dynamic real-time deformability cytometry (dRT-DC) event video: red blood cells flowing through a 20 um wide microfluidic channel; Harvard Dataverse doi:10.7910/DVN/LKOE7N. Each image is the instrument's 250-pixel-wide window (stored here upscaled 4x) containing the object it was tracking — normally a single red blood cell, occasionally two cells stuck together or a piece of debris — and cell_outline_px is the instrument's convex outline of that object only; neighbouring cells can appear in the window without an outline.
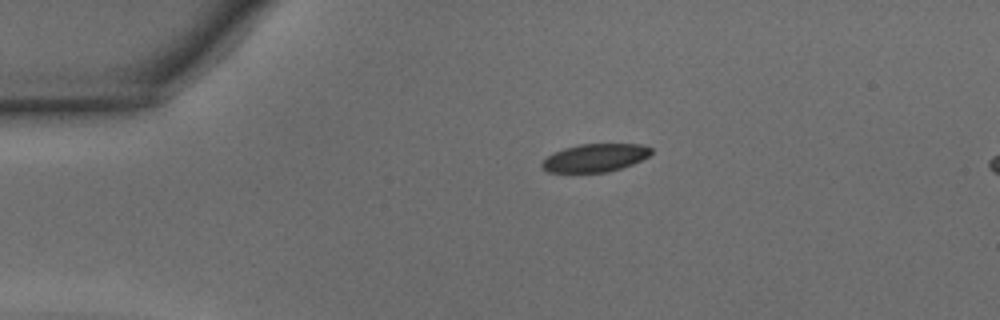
{"species": "common noctule bat (a hibernating species)", "species_latin": "Nyctalus noctula", "temperature_condition": "warm", "stored_images_in_passage": 38, "camera_frame_rate_fps": 3000, "um_per_image_px": 0.085, "animal": {"sex": "male", "body_mass_g": 15.6}, "frame": {"image": 1, "passage_image": 1, "time_ms": 0.0, "image_size_px": [1000, 320], "cell_outline_px": [[652, 152], [648, 156], [632, 164], [608, 172], [548, 172], [540, 164], [548, 156], [564, 148], [580, 144], [640, 144], [652, 148]], "centroid_in_image_um": [50.59, 13.41], "position_along_channel_um": 34.4, "area_um2": 17.57}}
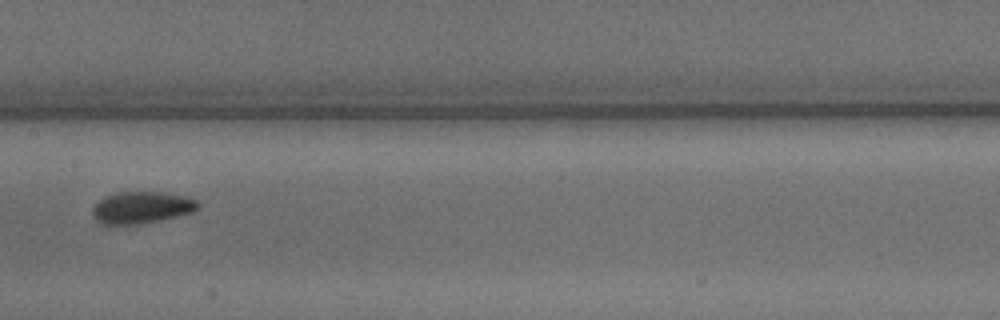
{"frame": {"image": 2, "passage_image": 15, "time_ms": 4.667, "image_size_px": [1000, 320], "cell_outline_px": [[200, 208], [192, 212], [160, 220], [140, 224], [116, 228], [100, 224], [92, 216], [92, 208], [100, 200], [116, 192], [160, 192], [184, 196], [196, 200], [200, 204]], "centroid_in_image_um": [11.98, 17.69], "position_along_channel_um": 195.4, "area_um2": 20.06}}
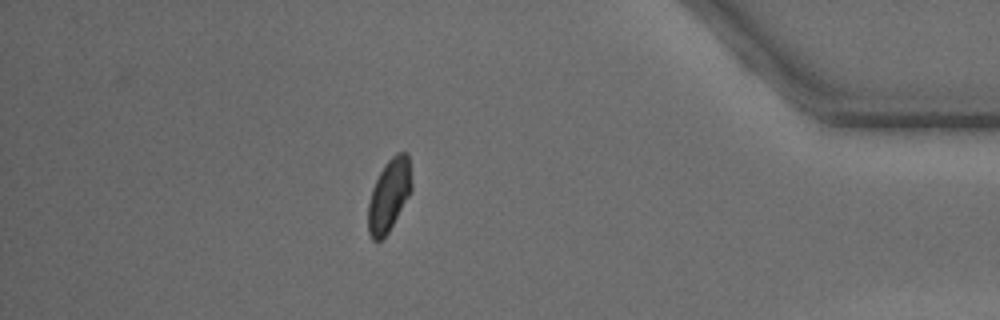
{"frame": {"image": 3, "passage_image": 32, "time_ms": 10.333, "image_size_px": [1000, 320], "cell_outline_px": [[412, 192], [388, 232], [380, 240], [372, 240], [368, 232], [368, 204], [372, 188], [384, 164], [396, 152], [408, 152], [412, 184]], "centroid_in_image_um": [33.08, 16.57], "position_along_channel_um": 402.1, "area_um2": 18.44}, "authors_computed_cell_mechanics": {"area_um2": 19.1029, "velocity_mm_per_s": 4.3461, "shape_relaxation_time_tau1_ms": 2.0805, "shape_relaxation_time_tau2_ms": 1.5412, "deformation_change_tau1": 0.0779, "deformation_change_tau2": 0.0517}}